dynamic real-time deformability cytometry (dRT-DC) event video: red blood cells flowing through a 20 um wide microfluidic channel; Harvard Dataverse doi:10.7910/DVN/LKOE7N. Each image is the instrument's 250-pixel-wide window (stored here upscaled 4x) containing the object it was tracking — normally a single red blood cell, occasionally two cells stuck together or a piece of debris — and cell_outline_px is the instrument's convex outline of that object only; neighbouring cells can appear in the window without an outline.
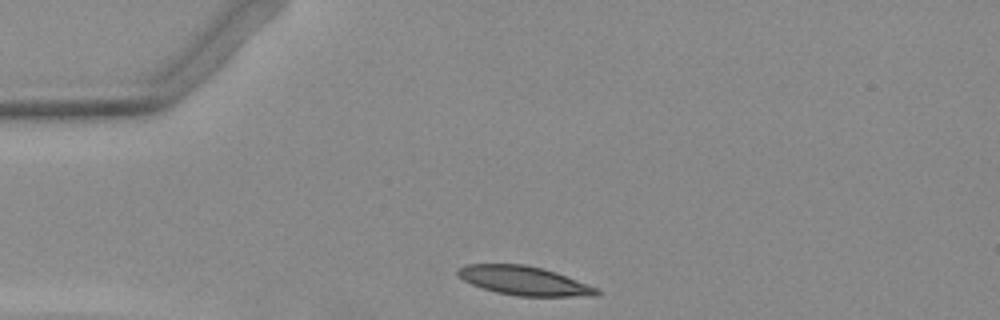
{"species": "Egyptian fruit bat (a non-hibernating species)", "species_latin": "Rousettus aegyptiacus", "temperature_condition": "warm", "stored_images_in_passage": 30, "camera_frame_rate_fps": 3000, "um_per_image_px": 0.085, "animal": {"sex": "female"}, "frame": {"image": 1, "passage_image": 1, "time_ms": 0.0, "image_size_px": [1000, 320], "cell_outline_px": [[600, 292], [596, 296], [516, 296], [496, 292], [472, 284], [464, 280], [456, 272], [456, 268], [464, 264], [524, 264], [556, 272], [600, 288]], "centroid_in_image_um": [44.57, 23.86], "position_along_channel_um": 40.4, "area_um2": 23.47}}
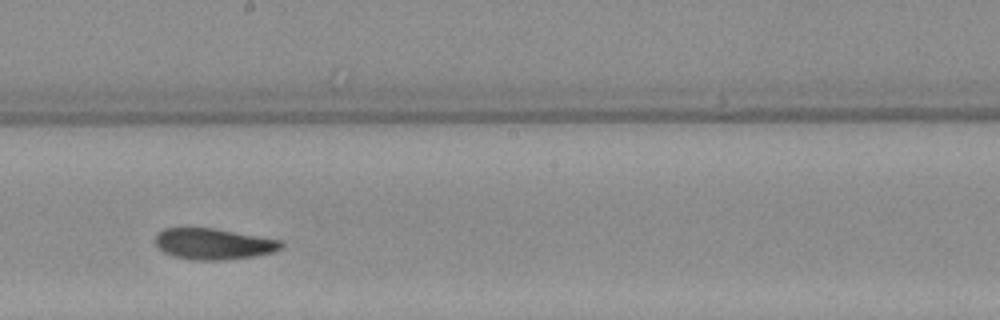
{"frame": {"image": 2, "passage_image": 18, "time_ms": 5.667, "image_size_px": [1000, 320], "cell_outline_px": [[284, 244], [280, 248], [272, 252], [252, 256], [224, 260], [188, 260], [172, 256], [164, 252], [156, 244], [156, 236], [164, 228], [212, 228], [284, 240]], "centroid_in_image_um": [18.16, 20.74], "position_along_channel_um": 230.0, "area_um2": 22.72}}
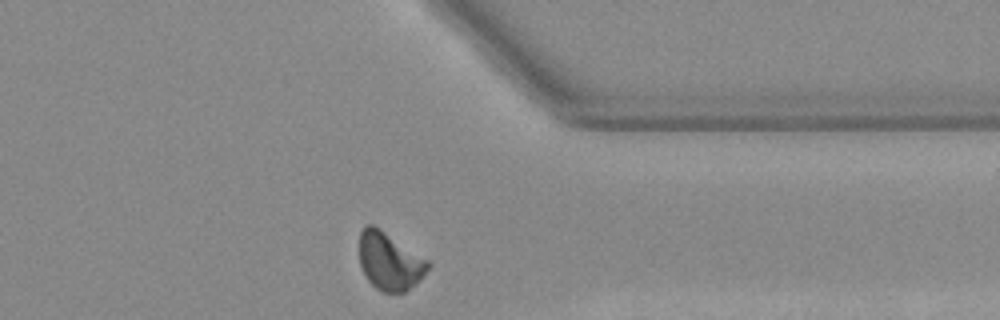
{"frame": {"image": 3, "passage_image": 30, "time_ms": 9.667, "image_size_px": [1000, 320], "cell_outline_px": [[432, 264], [404, 292], [384, 292], [376, 288], [368, 280], [360, 264], [360, 232], [364, 224], [372, 224], [428, 260]], "centroid_in_image_um": [33.07, 22.18], "position_along_channel_um": 378.3, "area_um2": 22.31}}